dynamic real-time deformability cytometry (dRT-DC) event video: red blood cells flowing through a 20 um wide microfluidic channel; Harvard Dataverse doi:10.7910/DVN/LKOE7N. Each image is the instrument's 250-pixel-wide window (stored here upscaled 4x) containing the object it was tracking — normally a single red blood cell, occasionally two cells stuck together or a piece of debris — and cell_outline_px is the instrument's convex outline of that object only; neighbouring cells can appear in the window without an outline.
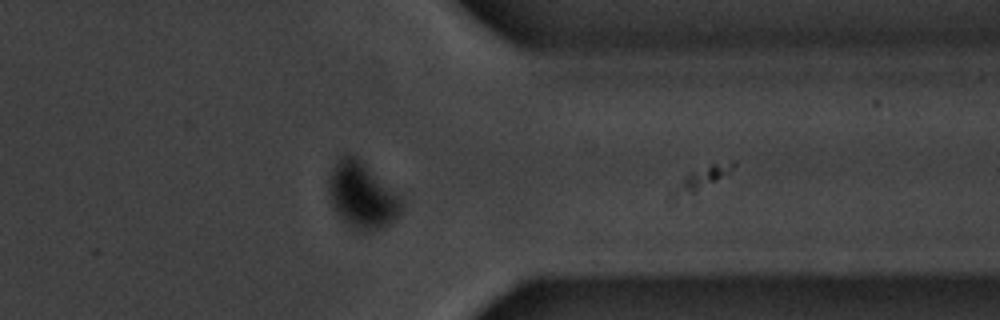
{"species": "common noctule bat (a hibernating species)", "species_latin": "Nyctalus noctula", "temperature_condition": "warm", "stored_images_in_passage": 44, "segment_of_instrument_passage": [1, 2], "camera_frame_rate_fps": 3000, "um_per_image_px": 0.085, "animal": {"sex": "male", "body_mass_g": 20.1, "forearm_length_mm": 53.5}, "frame": {"image": 1, "passage_image": 32, "time_ms": 10.333, "image_size_px": [1000, 320], "cell_outline_px": [[404, 200], [400, 212], [388, 224], [380, 228], [368, 232], [356, 232], [332, 208], [328, 192], [328, 180], [332, 168], [344, 152], [352, 152]], "centroid_in_image_um": [30.73, 16.6], "position_along_channel_um": 380.7, "area_um2": 28.09}}
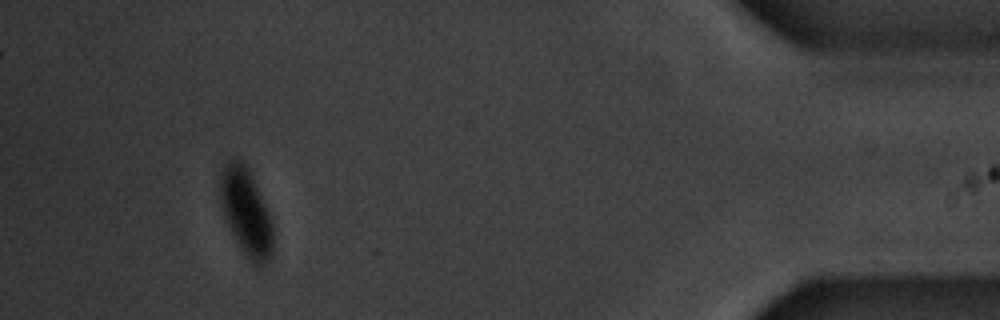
{"frame": {"image": 2, "passage_image": 39, "time_ms": 12.667, "image_size_px": [1000, 320], "cell_outline_px": [[272, 256], [260, 268], [256, 268], [240, 252], [228, 228], [224, 216], [220, 200], [220, 172], [224, 164], [232, 156], [236, 156], [248, 168], [256, 184], [272, 220]], "centroid_in_image_um": [20.89, 18.07], "position_along_channel_um": 414.3, "area_um2": 27.57}}